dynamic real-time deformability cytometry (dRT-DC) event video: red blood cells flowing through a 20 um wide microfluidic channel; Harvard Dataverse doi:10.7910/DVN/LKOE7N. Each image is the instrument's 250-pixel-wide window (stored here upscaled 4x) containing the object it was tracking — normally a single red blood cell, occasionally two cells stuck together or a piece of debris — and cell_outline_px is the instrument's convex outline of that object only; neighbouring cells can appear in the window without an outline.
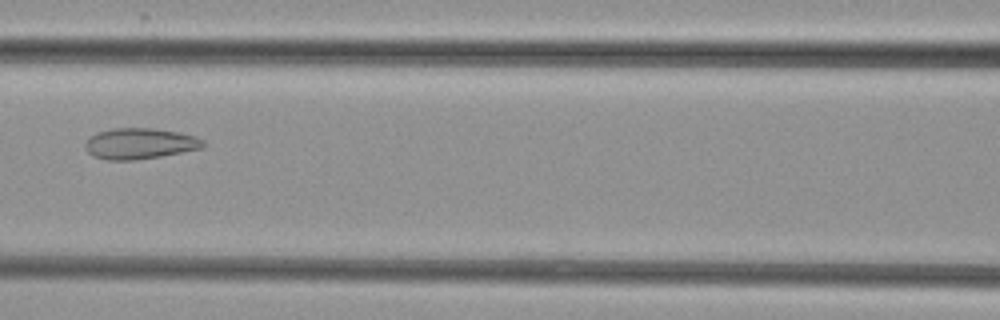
{"species": "common noctule bat (a hibernating species)", "species_latin": "Nyctalus noctula", "temperature_condition": "cold", "stored_images_in_passage": 6, "camera_frame_rate_fps": 3000, "um_per_image_px": 0.085, "animal": {"sex": "female", "body_mass_g": 29.2, "forearm_length_mm": 56.3}, "frame": {"image": 1, "passage_image": 6, "time_ms": 7.0, "image_size_px": [1000, 320], "cell_outline_px": [[208, 144], [204, 148], [160, 156], [136, 160], [108, 160], [92, 156], [84, 148], [84, 144], [88, 136], [96, 132], [112, 128], [152, 128], [180, 132], [196, 136], [204, 140]], "centroid_in_image_um": [11.88, 12.2], "position_along_channel_um": 154.7, "area_um2": 21.68}}